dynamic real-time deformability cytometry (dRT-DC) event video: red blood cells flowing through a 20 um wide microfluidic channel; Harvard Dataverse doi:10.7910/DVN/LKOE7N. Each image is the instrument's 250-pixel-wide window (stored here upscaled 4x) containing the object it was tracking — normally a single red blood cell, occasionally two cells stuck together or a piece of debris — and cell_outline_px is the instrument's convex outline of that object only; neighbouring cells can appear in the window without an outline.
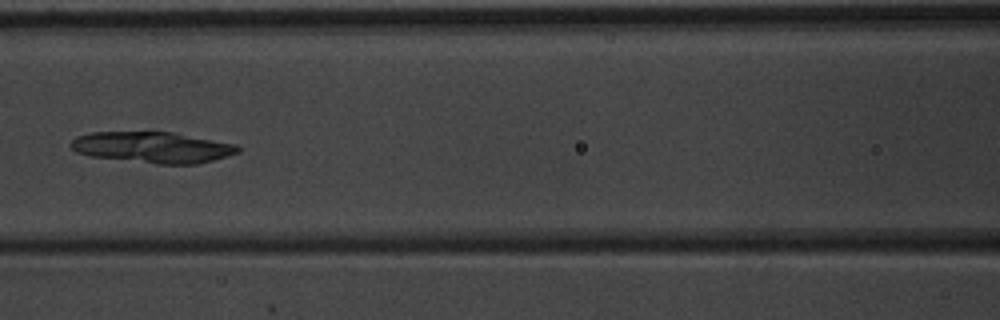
{"species": "common noctule bat (a hibernating species)", "species_latin": "Nyctalus noctula", "temperature_condition": "warm", "stored_images_in_passage": 9, "camera_frame_rate_fps": 3000, "um_per_image_px": 0.085, "animal": {"sex": "male", "body_mass_g": 20.1, "forearm_length_mm": 53.5}, "frame": {"image": 1, "passage_image": 6, "time_ms": 1.667, "image_size_px": [1000, 320], "cell_outline_px": [[240, 152], [228, 156], [196, 164], [156, 164], [92, 156], [76, 152], [68, 144], [76, 136], [92, 132], [176, 132], [236, 144], [240, 148]], "centroid_in_image_um": [12.99, 12.52], "position_along_channel_um": 153.6, "area_um2": 30.35}}
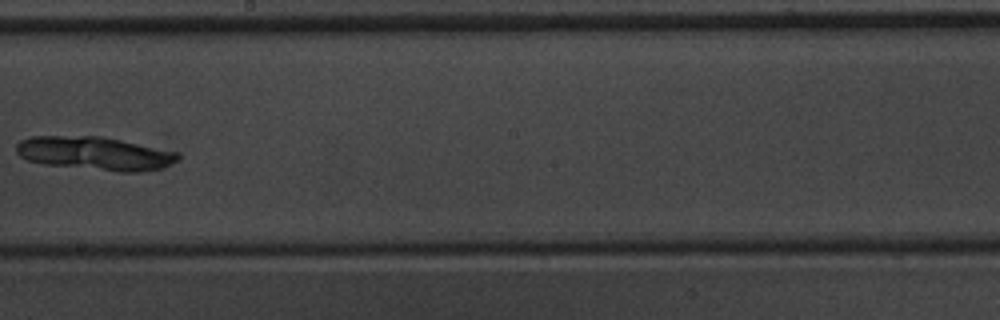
{"frame": {"image": 2, "passage_image": 8, "time_ms": 2.333, "image_size_px": [1000, 320], "cell_outline_px": [[180, 160], [160, 168], [140, 172], [120, 172], [44, 164], [28, 160], [20, 156], [16, 152], [16, 144], [20, 140], [32, 136], [100, 136], [180, 152]], "centroid_in_image_um": [8.08, 13.04], "position_along_channel_um": 240.1, "area_um2": 31.56}}
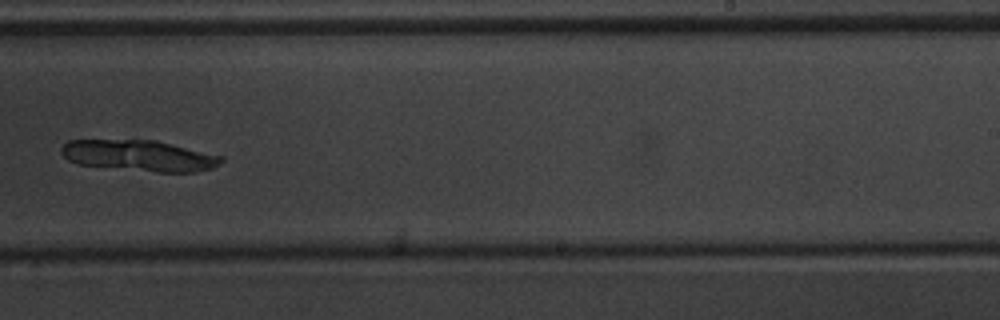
{"frame": {"image": 3, "passage_image": 9, "time_ms": 2.667, "image_size_px": [1000, 320], "cell_outline_px": [[224, 160], [220, 164], [212, 168], [196, 172], [156, 172], [76, 164], [68, 160], [60, 152], [60, 148], [68, 140], [156, 140], [224, 156]], "centroid_in_image_um": [11.85, 13.23], "position_along_channel_um": 277.1, "area_um2": 29.07}}